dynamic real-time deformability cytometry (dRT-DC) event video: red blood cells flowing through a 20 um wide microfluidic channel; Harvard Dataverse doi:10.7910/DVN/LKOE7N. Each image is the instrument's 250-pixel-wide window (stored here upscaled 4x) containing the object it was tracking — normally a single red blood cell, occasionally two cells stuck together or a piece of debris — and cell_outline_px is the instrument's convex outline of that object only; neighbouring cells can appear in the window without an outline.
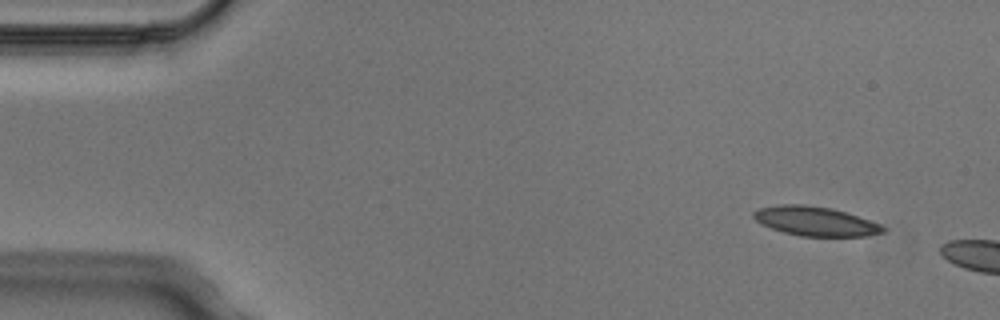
{"species": "Egyptian fruit bat (a non-hibernating species)", "species_latin": "Rousettus aegyptiacus", "temperature_condition": "cold", "stored_images_in_passage": 3, "camera_frame_rate_fps": 3000, "um_per_image_px": 0.085, "animal": {"sex": "male"}, "frame": {"image": 1, "passage_image": 1, "time_ms": 0.0, "image_size_px": [1000, 320], "cell_outline_px": [[888, 228], [884, 232], [864, 236], [800, 236], [784, 232], [760, 224], [752, 216], [752, 212], [760, 208], [780, 204], [804, 204], [832, 208], [880, 224]], "centroid_in_image_um": [69.28, 18.8], "position_along_channel_um": 15.7, "area_um2": 21.96}}